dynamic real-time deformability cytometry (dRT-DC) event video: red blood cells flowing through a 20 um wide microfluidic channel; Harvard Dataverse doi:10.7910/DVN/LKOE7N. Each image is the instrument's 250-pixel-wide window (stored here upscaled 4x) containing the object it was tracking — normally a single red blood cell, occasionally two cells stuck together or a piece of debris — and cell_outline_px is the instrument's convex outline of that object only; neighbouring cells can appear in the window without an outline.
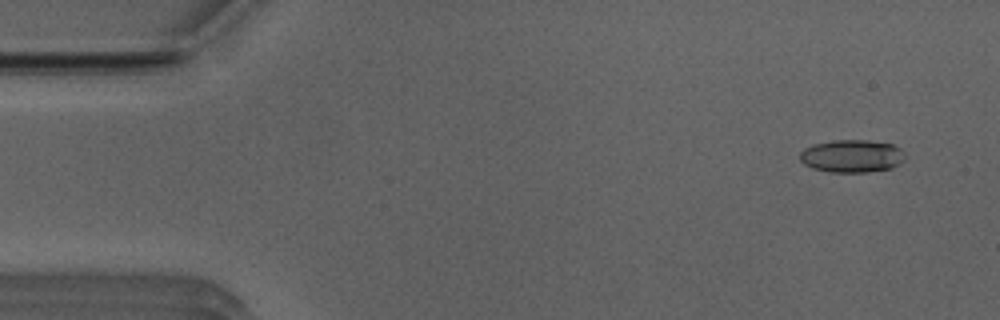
{"species": "Egyptian fruit bat (a non-hibernating species)", "species_latin": "Rousettus aegyptiacus", "temperature_condition": "room temperature", "stored_images_in_passage": 51, "camera_frame_rate_fps": 3000, "um_per_image_px": 0.085, "animal": {"sex": "male"}, "frame": {"image": 1, "passage_image": 4, "time_ms": 1.0, "image_size_px": [1000, 320], "cell_outline_px": [[904, 160], [900, 164], [892, 168], [868, 172], [828, 172], [812, 168], [804, 164], [800, 160], [800, 152], [804, 148], [816, 144], [836, 140], [868, 140], [892, 144], [900, 148], [904, 152]], "centroid_in_image_um": [72.42, 13.27], "position_along_channel_um": 12.6, "area_um2": 20.11}}
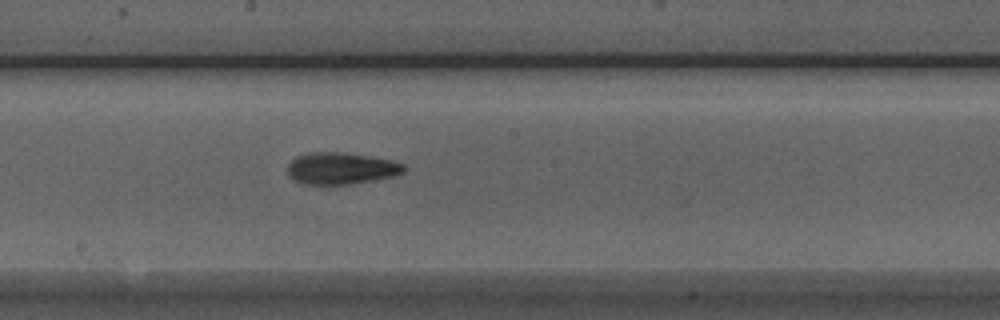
{"frame": {"image": 2, "passage_image": 28, "time_ms": 9.0, "image_size_px": [1000, 320], "cell_outline_px": [[404, 172], [392, 176], [352, 184], [304, 184], [288, 176], [288, 164], [296, 156], [308, 152], [344, 152], [392, 160], [404, 164]], "centroid_in_image_um": [28.96, 14.3], "position_along_channel_um": 219.2, "area_um2": 21.44}}
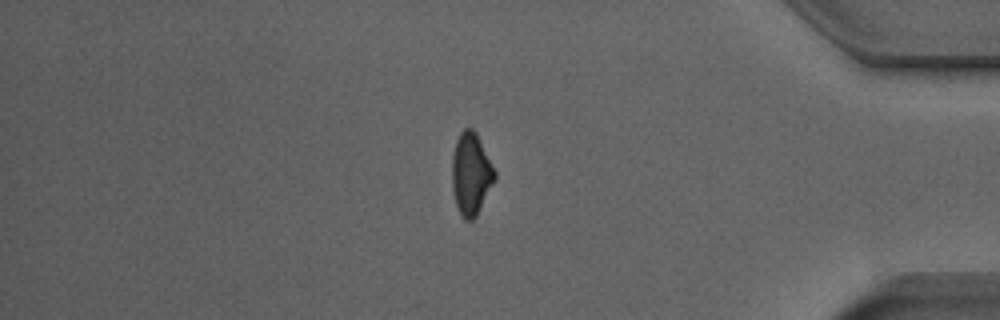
{"frame": {"image": 3, "passage_image": 44, "time_ms": 14.333, "image_size_px": [1000, 320], "cell_outline_px": [[496, 176], [476, 216], [472, 220], [464, 220], [456, 204], [452, 192], [452, 156], [456, 140], [460, 132], [464, 128], [472, 128], [476, 132], [496, 172]], "centroid_in_image_um": [40.01, 14.76], "position_along_channel_um": 395.2, "area_um2": 20.23}}